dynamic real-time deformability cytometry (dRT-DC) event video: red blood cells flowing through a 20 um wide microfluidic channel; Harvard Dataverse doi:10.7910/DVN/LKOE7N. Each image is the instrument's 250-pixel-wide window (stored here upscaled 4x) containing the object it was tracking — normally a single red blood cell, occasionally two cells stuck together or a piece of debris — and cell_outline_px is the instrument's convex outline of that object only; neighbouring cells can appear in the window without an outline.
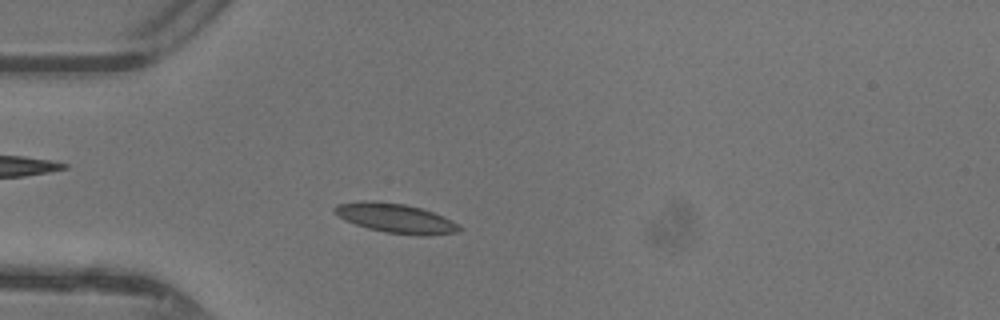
{"species": "common noctule bat (a hibernating species)", "species_latin": "Nyctalus noctula", "temperature_condition": "warm", "stored_images_in_passage": 43, "camera_frame_rate_fps": 3000, "um_per_image_px": 0.085, "animal": {"sex": "female"}, "frame": {"image": 1, "passage_image": 9, "time_ms": 2.667, "image_size_px": [1000, 320], "cell_outline_px": [[464, 228], [456, 232], [424, 236], [416, 236], [384, 232], [368, 228], [344, 220], [332, 212], [332, 208], [336, 204], [364, 200], [376, 200], [404, 204], [420, 208], [432, 212], [452, 220], [460, 224]], "centroid_in_image_um": [33.6, 18.55], "position_along_channel_um": 51.4, "area_um2": 21.68}}
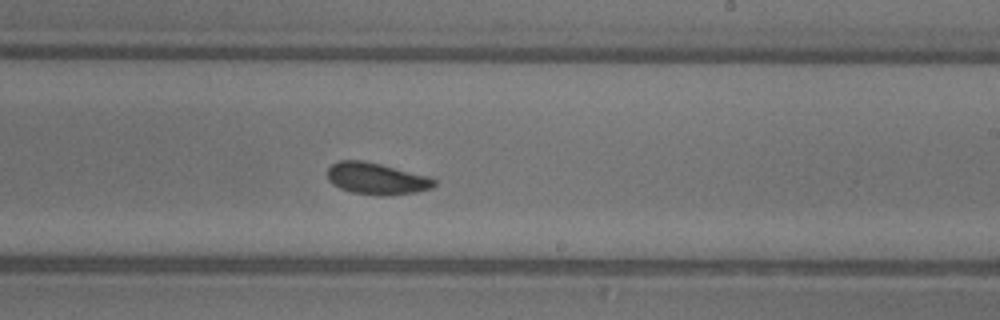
{"frame": {"image": 2, "passage_image": 24, "time_ms": 7.667, "image_size_px": [1000, 320], "cell_outline_px": [[436, 184], [432, 188], [416, 192], [388, 196], [376, 196], [352, 192], [340, 188], [332, 184], [328, 180], [328, 168], [332, 164], [340, 160], [360, 160], [380, 164], [428, 176], [436, 180]], "centroid_in_image_um": [32.0, 15.2], "position_along_channel_um": 257.0, "area_um2": 19.77}}
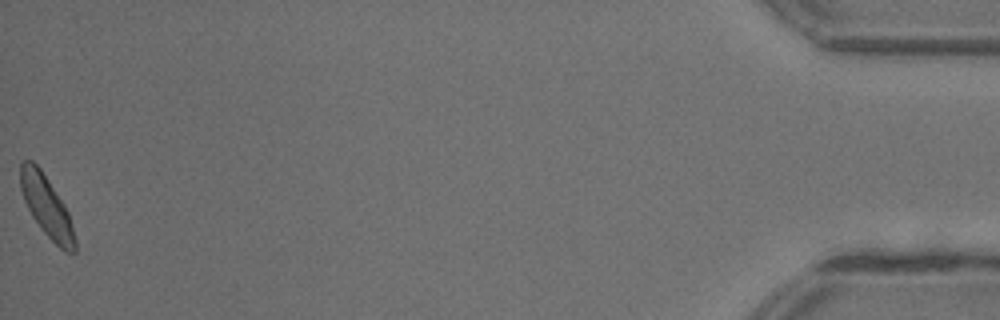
{"frame": {"image": 3, "passage_image": 43, "time_ms": 14.0, "image_size_px": [1000, 320], "cell_outline_px": [[76, 252], [64, 252], [40, 228], [32, 216], [24, 200], [20, 188], [20, 164], [24, 160], [32, 160], [40, 168], [64, 204], [68, 212], [76, 240]], "centroid_in_image_um": [3.96, 17.55], "position_along_channel_um": 431.2, "area_um2": 19.19}, "authors_computed_cell_mechanics": {"area_um2": 19.5942, "velocity_mm_per_s": 4.3571, "shape_relaxation_time_tau1_ms": 4.3634, "shape_relaxation_time_tau2_ms": 8.7257, "deformation_change_tau1": 0.1377, "deformation_change_tau2": 0.1386}}